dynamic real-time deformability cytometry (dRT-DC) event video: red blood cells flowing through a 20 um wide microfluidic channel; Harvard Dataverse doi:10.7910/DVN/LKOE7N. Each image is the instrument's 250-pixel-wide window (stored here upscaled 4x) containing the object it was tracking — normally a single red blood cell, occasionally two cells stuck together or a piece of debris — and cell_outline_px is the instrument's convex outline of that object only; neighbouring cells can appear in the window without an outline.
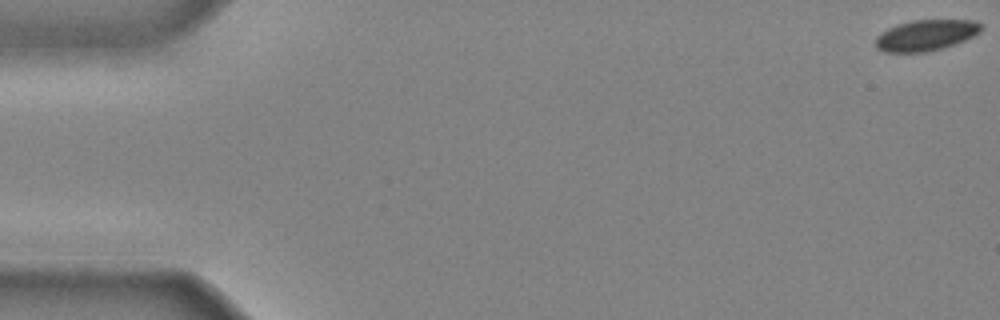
{"species": "common noctule bat (a hibernating species)", "species_latin": "Nyctalus noctula", "temperature_condition": "cold", "stored_images_in_passage": 40, "camera_frame_rate_fps": 3000, "um_per_image_px": 0.085, "animal": {"sex": "male", "body_mass_g": 20.4}, "frame": {"image": 1, "passage_image": 1, "time_ms": 0.0, "image_size_px": [1000, 320], "cell_outline_px": [[984, 28], [980, 32], [964, 40], [944, 48], [924, 52], [884, 52], [876, 48], [876, 36], [888, 28], [896, 24], [912, 20], [972, 20], [984, 24]], "centroid_in_image_um": [78.71, 2.99], "position_along_channel_um": 6.3, "area_um2": 19.13}}
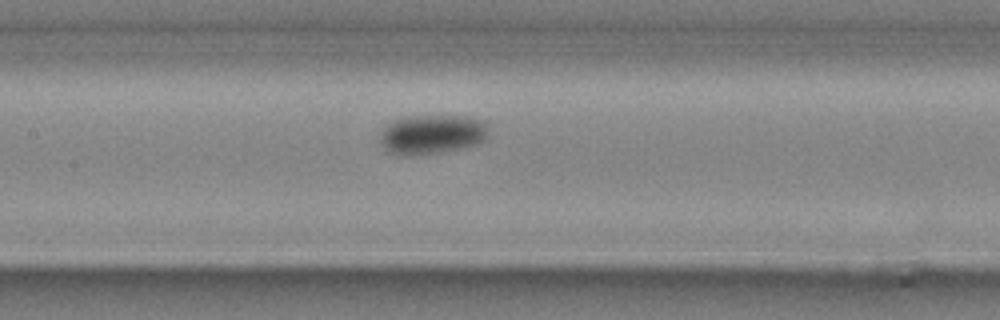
{"frame": {"image": 2, "passage_image": 22, "time_ms": 7.0, "image_size_px": [1000, 320], "cell_outline_px": [[488, 136], [484, 140], [460, 148], [440, 152], [400, 156], [388, 152], [384, 148], [380, 140], [380, 136], [384, 128], [388, 124], [396, 120], [408, 116], [468, 116], [484, 120], [488, 124]], "centroid_in_image_um": [36.73, 11.41], "position_along_channel_um": 170.7, "area_um2": 24.8}}
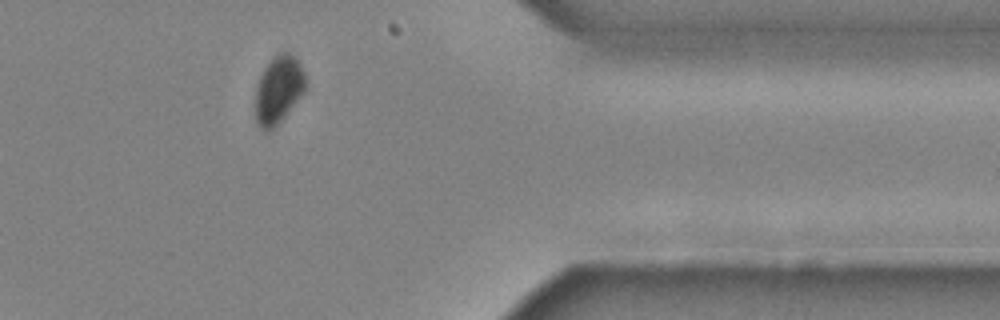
{"frame": {"image": 3, "passage_image": 38, "time_ms": 12.333, "image_size_px": [1000, 320], "cell_outline_px": [[308, 88], [284, 116], [268, 132], [264, 132], [260, 128], [256, 120], [256, 88], [260, 76], [264, 68], [280, 52], [288, 52], [296, 56], [308, 80]], "centroid_in_image_um": [23.71, 7.61], "position_along_channel_um": 387.7, "area_um2": 19.77}}